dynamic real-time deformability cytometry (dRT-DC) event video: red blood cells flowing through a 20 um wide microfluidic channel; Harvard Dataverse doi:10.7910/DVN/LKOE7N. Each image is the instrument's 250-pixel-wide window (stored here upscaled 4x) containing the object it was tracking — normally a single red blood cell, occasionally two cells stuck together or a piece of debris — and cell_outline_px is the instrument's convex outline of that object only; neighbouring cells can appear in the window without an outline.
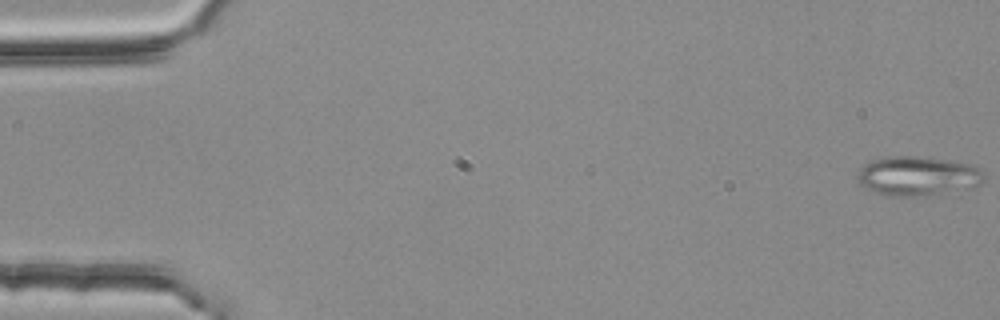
{"species": "common noctule bat (a hibernating species)", "species_latin": "Nyctalus noctula", "temperature_condition": "room temperature", "stored_images_in_passage": 55, "camera_frame_rate_fps": 3000, "um_per_image_px": 0.085, "animal": {"sex": "female", "body_mass_g": 25.1}, "frame": {"image": 1, "passage_image": 1, "time_ms": 0.0, "image_size_px": [1000, 320], "cell_outline_px": [[984, 180], [980, 184], [972, 188], [924, 196], [888, 196], [868, 188], [860, 184], [856, 180], [860, 172], [872, 160], [896, 156], [912, 156], [948, 160], [976, 164], [980, 168]], "centroid_in_image_um": [78.09, 14.97], "position_along_channel_um": 6.9, "area_um2": 28.73}}
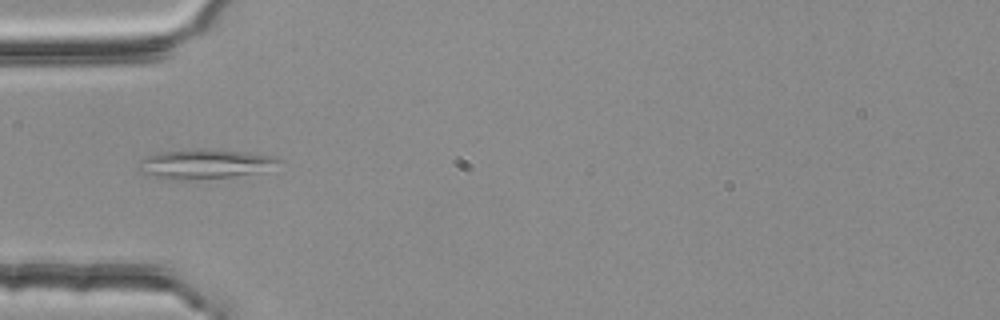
{"frame": {"image": 2, "passage_image": 18, "time_ms": 5.667, "image_size_px": [1000, 320], "cell_outline_px": [[284, 160], [252, 172], [232, 176], [176, 180], [168, 180], [140, 172], [136, 168], [136, 164], [148, 156], [156, 152], [196, 148], [212, 148], [276, 156]], "centroid_in_image_um": [17.26, 13.9], "position_along_channel_um": 67.7, "area_um2": 23.81}}